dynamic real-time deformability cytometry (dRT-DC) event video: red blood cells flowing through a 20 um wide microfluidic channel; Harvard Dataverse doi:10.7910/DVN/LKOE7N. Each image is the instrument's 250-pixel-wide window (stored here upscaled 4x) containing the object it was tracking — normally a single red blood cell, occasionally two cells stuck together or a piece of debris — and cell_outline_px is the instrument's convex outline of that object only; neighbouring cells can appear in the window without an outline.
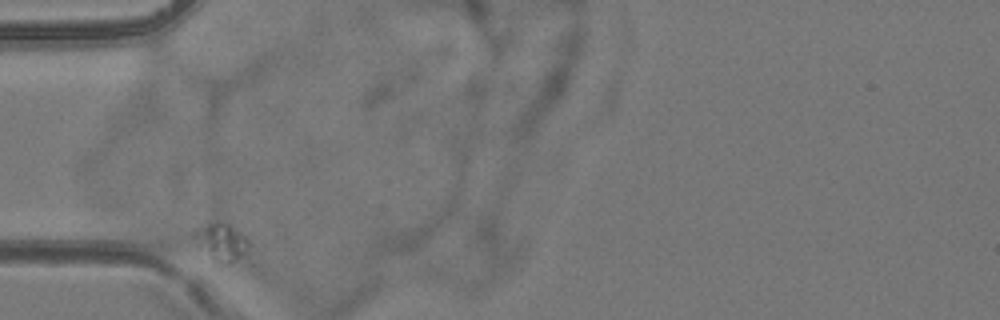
{"species": "common noctule bat (a hibernating species)", "species_latin": "Nyctalus noctula", "temperature_condition": "room temperature", "stored_images_in_passage": 32, "camera_frame_rate_fps": 3000, "um_per_image_px": 0.085, "animal": {"sex": "female", "body_mass_g": 24.6, "forearm_length_mm": 56.2}, "frame": {"image": 1, "passage_image": 1, "time_ms": 0.0, "image_size_px": [1000, 320], "cell_outline_px": [[248, 244], [240, 256], [228, 264], [224, 264], [196, 260], [192, 236], [196, 228], [212, 224], [228, 224], [244, 236], [248, 240]], "centroid_in_image_um": [18.56, 20.71], "position_along_channel_um": 66.4, "area_um2": 12.6}}